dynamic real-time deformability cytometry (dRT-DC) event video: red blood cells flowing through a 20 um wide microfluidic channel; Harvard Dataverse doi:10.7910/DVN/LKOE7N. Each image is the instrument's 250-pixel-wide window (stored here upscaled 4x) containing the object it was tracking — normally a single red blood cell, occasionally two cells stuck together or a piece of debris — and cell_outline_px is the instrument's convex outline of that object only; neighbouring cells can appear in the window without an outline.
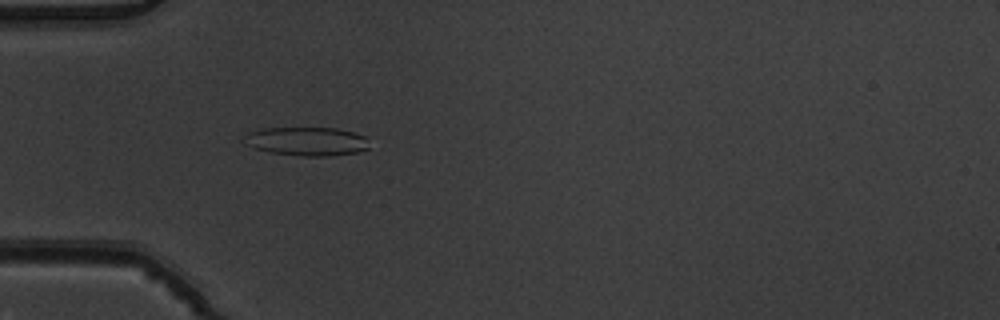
{"species": "common noctule bat (a hibernating species)", "species_latin": "Nyctalus noctula", "temperature_condition": "warm", "stored_images_in_passage": 4, "camera_frame_rate_fps": 3000, "um_per_image_px": 0.085, "animal": {"sex": "male", "body_mass_g": 19.5, "forearm_length_mm": 54.6}, "frame": {"image": 1, "passage_image": 4, "time_ms": 1.0, "image_size_px": [1000, 320], "cell_outline_px": [[368, 148], [356, 152], [332, 156], [300, 156], [272, 152], [256, 148], [244, 144], [240, 140], [248, 132], [264, 128], [336, 128], [352, 132], [364, 136]], "centroid_in_image_um": [26.0, 12.01], "position_along_channel_um": 59.0, "area_um2": 20.81}}